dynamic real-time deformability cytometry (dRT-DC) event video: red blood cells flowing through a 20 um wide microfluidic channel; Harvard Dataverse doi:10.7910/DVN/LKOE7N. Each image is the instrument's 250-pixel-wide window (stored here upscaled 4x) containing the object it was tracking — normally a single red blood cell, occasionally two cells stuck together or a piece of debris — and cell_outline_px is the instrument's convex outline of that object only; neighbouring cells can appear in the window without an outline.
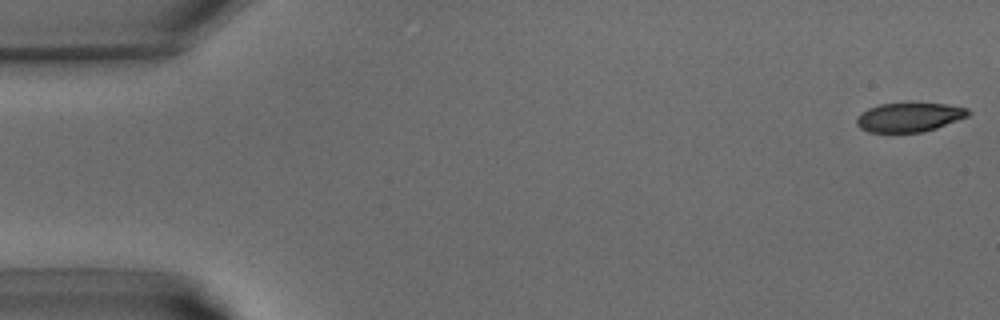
{"species": "common noctule bat (a hibernating species)", "species_latin": "Nyctalus noctula", "temperature_condition": "warm", "stored_images_in_passage": 18, "camera_frame_rate_fps": 3000, "um_per_image_px": 0.085, "animal": {"sex": "male", "body_mass_g": 15.6}, "frame": {"image": 1, "passage_image": 1, "time_ms": 0.0, "image_size_px": [1000, 320], "cell_outline_px": [[972, 112], [968, 116], [936, 128], [924, 132], [868, 132], [860, 128], [856, 124], [856, 116], [860, 112], [868, 108], [880, 104], [948, 104], [968, 108]], "centroid_in_image_um": [77.27, 9.97], "position_along_channel_um": 7.7, "area_um2": 18.9}}
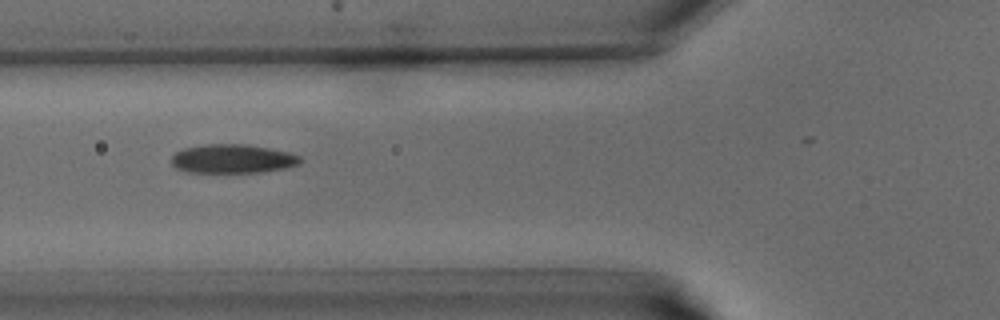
{"frame": {"image": 2, "passage_image": 15, "time_ms": 4.667, "image_size_px": [1000, 320], "cell_outline_px": [[304, 160], [300, 164], [288, 168], [264, 172], [188, 172], [176, 168], [172, 164], [172, 156], [176, 152], [184, 148], [204, 144], [244, 144], [268, 148], [288, 152], [300, 156]], "centroid_in_image_um": [19.81, 13.5], "position_along_channel_um": 106.0, "area_um2": 21.79}}
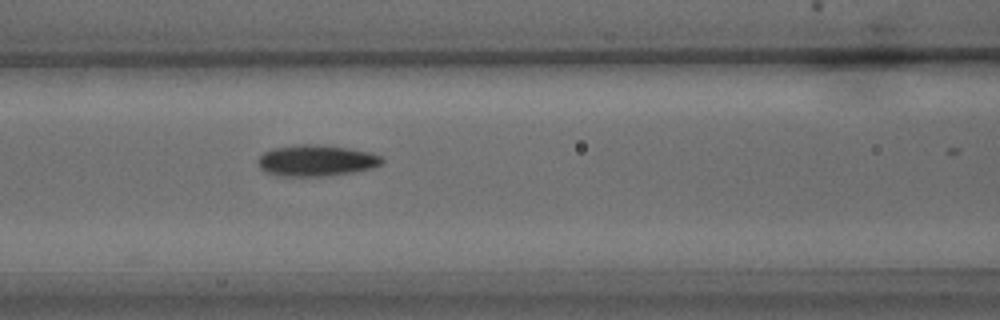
{"frame": {"image": 3, "passage_image": 17, "time_ms": 5.333, "image_size_px": [1000, 320], "cell_outline_px": [[384, 164], [372, 168], [352, 172], [324, 176], [280, 176], [268, 172], [260, 168], [256, 160], [264, 152], [272, 148], [300, 144], [316, 144], [348, 148], [368, 152], [380, 156], [384, 160]], "centroid_in_image_um": [26.88, 13.64], "position_along_channel_um": 139.7, "area_um2": 22.54}}